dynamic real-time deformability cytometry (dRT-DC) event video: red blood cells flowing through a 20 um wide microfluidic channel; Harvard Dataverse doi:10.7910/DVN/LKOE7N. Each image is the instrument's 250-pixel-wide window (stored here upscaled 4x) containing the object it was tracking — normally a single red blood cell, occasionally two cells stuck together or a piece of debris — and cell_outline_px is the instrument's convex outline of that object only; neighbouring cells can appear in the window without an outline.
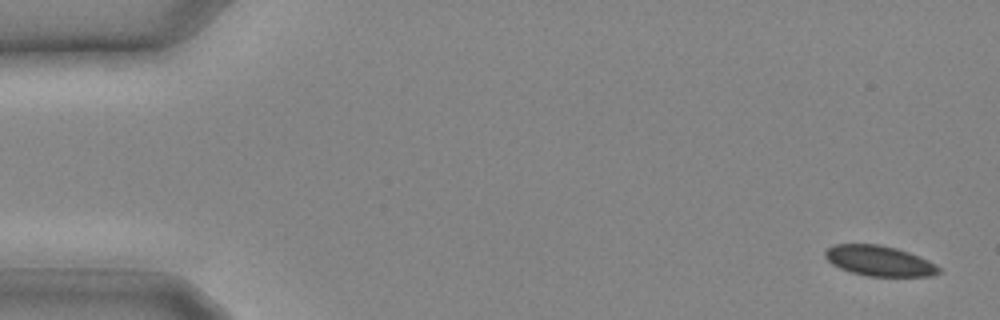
{"species": "common noctule bat (a hibernating species)", "species_latin": "Nyctalus noctula", "temperature_condition": "cold", "stored_images_in_passage": 10, "camera_frame_rate_fps": 3000, "um_per_image_px": 0.085, "animal": {"sex": "male", "body_mass_g": 20.4}, "frame": {"image": 1, "passage_image": 1, "time_ms": 0.0, "image_size_px": [1000, 320], "cell_outline_px": [[940, 272], [932, 276], [868, 276], [852, 272], [840, 268], [832, 264], [824, 256], [824, 252], [832, 244], [880, 244], [896, 248], [908, 252], [928, 260], [936, 264], [940, 268]], "centroid_in_image_um": [74.73, 22.16], "position_along_channel_um": 10.3, "area_um2": 20.06}}
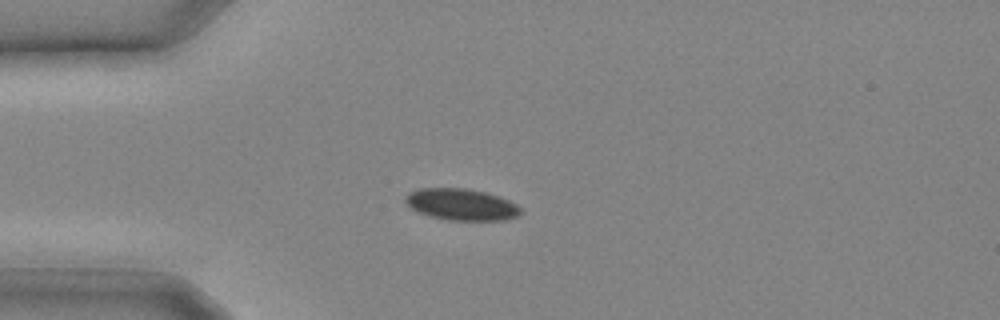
{"frame": {"image": 2, "passage_image": 7, "time_ms": 2.0, "image_size_px": [1000, 320], "cell_outline_px": [[524, 212], [516, 216], [504, 220], [448, 220], [432, 216], [420, 212], [412, 208], [404, 200], [404, 196], [408, 192], [420, 188], [468, 188], [484, 192], [508, 200], [516, 204]], "centroid_in_image_um": [39.21, 17.37], "position_along_channel_um": 45.8, "area_um2": 21.04}}
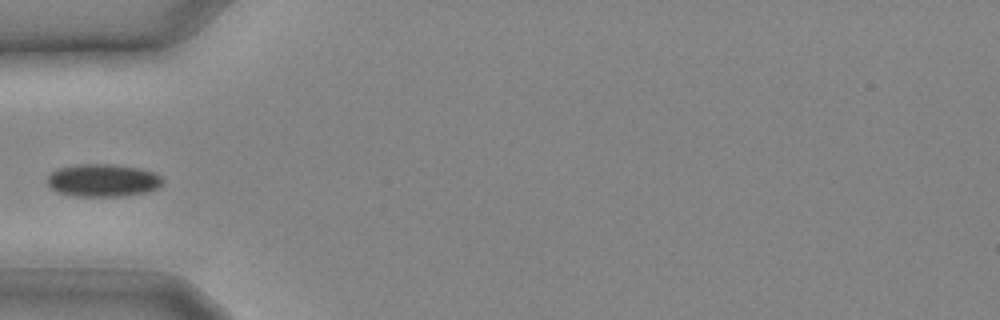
{"frame": {"image": 3, "passage_image": 9, "time_ms": 2.667, "image_size_px": [1000, 320], "cell_outline_px": [[164, 180], [156, 188], [144, 192], [120, 196], [76, 196], [56, 192], [48, 184], [48, 176], [56, 168], [80, 164], [112, 164], [140, 168], [156, 172]], "centroid_in_image_um": [8.73, 15.32], "position_along_channel_um": 76.3, "area_um2": 21.91}}